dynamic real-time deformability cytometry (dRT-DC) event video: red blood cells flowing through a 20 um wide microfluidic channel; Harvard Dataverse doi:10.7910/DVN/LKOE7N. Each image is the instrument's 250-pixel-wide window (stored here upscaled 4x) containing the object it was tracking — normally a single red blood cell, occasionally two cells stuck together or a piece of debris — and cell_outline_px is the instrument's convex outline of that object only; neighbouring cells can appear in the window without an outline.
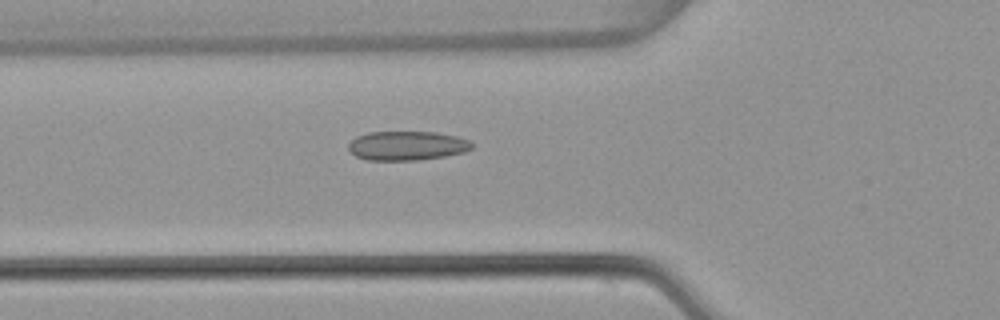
{"species": "common noctule bat (a hibernating species)", "species_latin": "Nyctalus noctula", "temperature_condition": "warm", "stored_images_in_passage": 53, "camera_frame_rate_fps": 3000, "um_per_image_px": 0.085, "animal": {"sex": "female", "body_mass_g": 22.7, "forearm_length_mm": 54.2}, "frame": {"image": 1, "passage_image": 19, "time_ms": 6.0, "image_size_px": [1000, 320], "cell_outline_px": [[472, 148], [464, 152], [444, 156], [416, 160], [368, 160], [356, 156], [348, 148], [348, 144], [356, 136], [368, 132], [436, 132], [456, 136], [472, 140]], "centroid_in_image_um": [34.6, 12.38], "position_along_channel_um": 91.2, "area_um2": 20.98}}
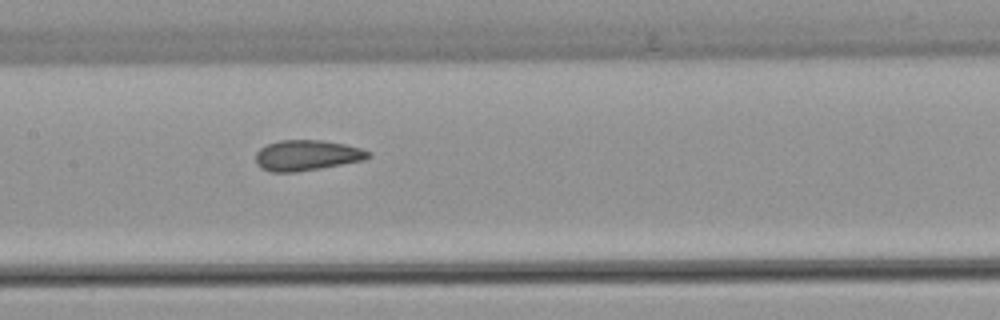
{"frame": {"image": 2, "passage_image": 26, "time_ms": 8.333, "image_size_px": [1000, 320], "cell_outline_px": [[372, 156], [364, 160], [320, 168], [296, 172], [268, 172], [260, 168], [256, 164], [256, 152], [260, 148], [268, 144], [280, 140], [320, 140], [344, 144], [360, 148], [372, 152]], "centroid_in_image_um": [26.07, 13.21], "position_along_channel_um": 181.3, "area_um2": 20.11}}
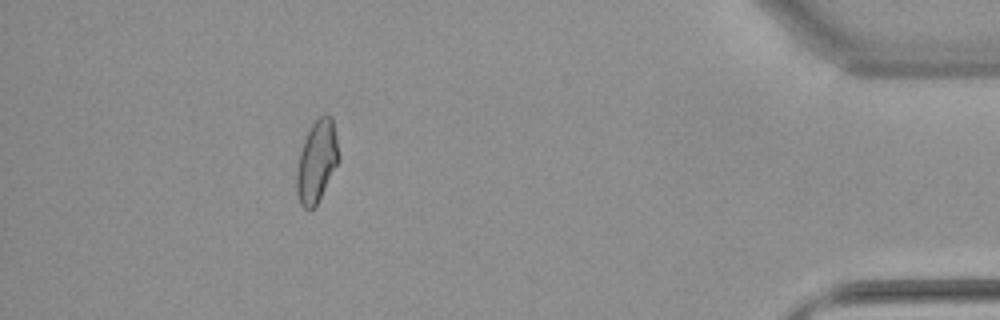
{"frame": {"image": 3, "passage_image": 48, "time_ms": 15.667, "image_size_px": [1000, 320], "cell_outline_px": [[340, 160], [316, 204], [312, 208], [304, 208], [300, 204], [296, 188], [296, 172], [300, 152], [304, 140], [312, 124], [320, 116], [332, 116], [340, 156]], "centroid_in_image_um": [26.93, 13.71], "position_along_channel_um": 408.3, "area_um2": 19.77}, "authors_computed_cell_mechanics": {"area_um2": 20.3456, "velocity_mm_per_s": 3.8362, "shape_relaxation_time_tau1_ms": null, "shape_relaxation_time_tau2_ms": 1.5989, "deformation_change_tau1": null, "deformation_change_tau2": 0.0745}}